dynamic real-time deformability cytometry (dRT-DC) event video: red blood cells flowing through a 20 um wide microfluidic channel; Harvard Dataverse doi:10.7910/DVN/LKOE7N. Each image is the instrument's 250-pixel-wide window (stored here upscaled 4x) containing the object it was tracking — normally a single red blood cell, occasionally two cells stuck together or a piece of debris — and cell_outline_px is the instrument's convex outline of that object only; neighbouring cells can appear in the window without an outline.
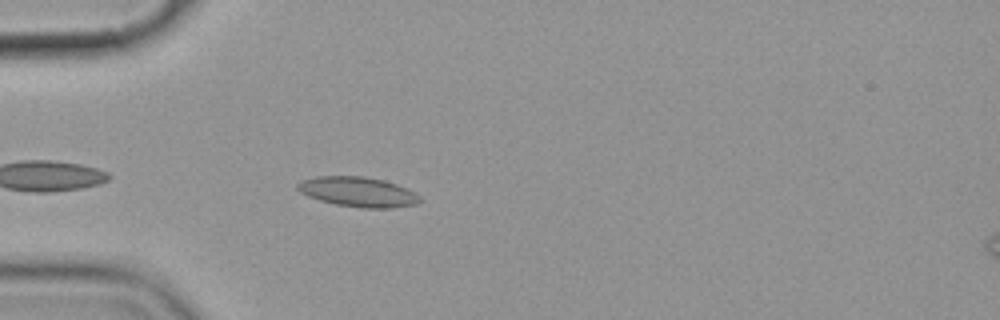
{"species": "common noctule bat (a hibernating species)", "species_latin": "Nyctalus noctula", "temperature_condition": "cold", "stored_images_in_passage": 5, "camera_frame_rate_fps": 3000, "um_per_image_px": 0.085, "animal": {"sex": "female", "body_mass_g": 19.9}, "frame": {"image": 1, "passage_image": 5, "time_ms": 4.667, "image_size_px": [1000, 320], "cell_outline_px": [[420, 200], [416, 204], [392, 208], [360, 208], [336, 204], [320, 200], [308, 196], [300, 192], [296, 188], [296, 184], [300, 180], [316, 176], [364, 176], [384, 180], [408, 188], [420, 196]], "centroid_in_image_um": [30.41, 16.3], "position_along_channel_um": 54.6, "area_um2": 21.44}}